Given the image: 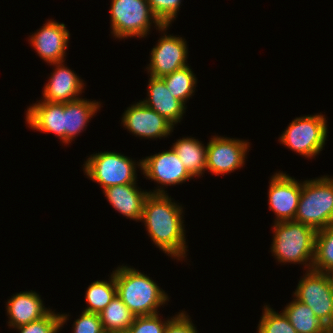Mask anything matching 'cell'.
<instances>
[{"mask_svg":"<svg viewBox=\"0 0 333 333\" xmlns=\"http://www.w3.org/2000/svg\"><path fill=\"white\" fill-rule=\"evenodd\" d=\"M149 191L146 197L141 222L144 223L153 243L171 258L186 257V231L184 230L183 207L169 197L162 186Z\"/></svg>","mask_w":333,"mask_h":333,"instance_id":"obj_1","label":"cell"},{"mask_svg":"<svg viewBox=\"0 0 333 333\" xmlns=\"http://www.w3.org/2000/svg\"><path fill=\"white\" fill-rule=\"evenodd\" d=\"M113 274L118 297L135 316L157 314L158 308L169 301L154 280L135 268L122 265Z\"/></svg>","mask_w":333,"mask_h":333,"instance_id":"obj_2","label":"cell"},{"mask_svg":"<svg viewBox=\"0 0 333 333\" xmlns=\"http://www.w3.org/2000/svg\"><path fill=\"white\" fill-rule=\"evenodd\" d=\"M271 252L280 263L305 264L311 270L317 231L294 220L274 222Z\"/></svg>","mask_w":333,"mask_h":333,"instance_id":"obj_3","label":"cell"},{"mask_svg":"<svg viewBox=\"0 0 333 333\" xmlns=\"http://www.w3.org/2000/svg\"><path fill=\"white\" fill-rule=\"evenodd\" d=\"M294 221L316 231L333 224V178L323 176L302 182Z\"/></svg>","mask_w":333,"mask_h":333,"instance_id":"obj_4","label":"cell"},{"mask_svg":"<svg viewBox=\"0 0 333 333\" xmlns=\"http://www.w3.org/2000/svg\"><path fill=\"white\" fill-rule=\"evenodd\" d=\"M110 7L111 33L115 39L144 38L150 32L152 22L161 32H166L170 26L158 20L148 0H111Z\"/></svg>","mask_w":333,"mask_h":333,"instance_id":"obj_5","label":"cell"},{"mask_svg":"<svg viewBox=\"0 0 333 333\" xmlns=\"http://www.w3.org/2000/svg\"><path fill=\"white\" fill-rule=\"evenodd\" d=\"M116 152H98L90 155L83 164V170L90 180L104 190L107 187L136 183V166L142 170V160L137 161Z\"/></svg>","mask_w":333,"mask_h":333,"instance_id":"obj_6","label":"cell"},{"mask_svg":"<svg viewBox=\"0 0 333 333\" xmlns=\"http://www.w3.org/2000/svg\"><path fill=\"white\" fill-rule=\"evenodd\" d=\"M326 117L322 114L296 117L281 134L279 141L292 151L312 159L327 141Z\"/></svg>","mask_w":333,"mask_h":333,"instance_id":"obj_7","label":"cell"},{"mask_svg":"<svg viewBox=\"0 0 333 333\" xmlns=\"http://www.w3.org/2000/svg\"><path fill=\"white\" fill-rule=\"evenodd\" d=\"M293 296L309 306L329 329H333V277L330 273L306 270Z\"/></svg>","mask_w":333,"mask_h":333,"instance_id":"obj_8","label":"cell"},{"mask_svg":"<svg viewBox=\"0 0 333 333\" xmlns=\"http://www.w3.org/2000/svg\"><path fill=\"white\" fill-rule=\"evenodd\" d=\"M248 141L213 136L207 144L206 170L215 175H226L245 164Z\"/></svg>","mask_w":333,"mask_h":333,"instance_id":"obj_9","label":"cell"},{"mask_svg":"<svg viewBox=\"0 0 333 333\" xmlns=\"http://www.w3.org/2000/svg\"><path fill=\"white\" fill-rule=\"evenodd\" d=\"M151 49L149 76L162 78L188 65V47L185 38L163 34Z\"/></svg>","mask_w":333,"mask_h":333,"instance_id":"obj_10","label":"cell"},{"mask_svg":"<svg viewBox=\"0 0 333 333\" xmlns=\"http://www.w3.org/2000/svg\"><path fill=\"white\" fill-rule=\"evenodd\" d=\"M302 193V183L288 174L276 172L268 189L269 210L276 215L274 222L294 220Z\"/></svg>","mask_w":333,"mask_h":333,"instance_id":"obj_11","label":"cell"},{"mask_svg":"<svg viewBox=\"0 0 333 333\" xmlns=\"http://www.w3.org/2000/svg\"><path fill=\"white\" fill-rule=\"evenodd\" d=\"M122 116L121 124L136 137L161 139L170 135L174 129L167 119L141 101L128 107Z\"/></svg>","mask_w":333,"mask_h":333,"instance_id":"obj_12","label":"cell"},{"mask_svg":"<svg viewBox=\"0 0 333 333\" xmlns=\"http://www.w3.org/2000/svg\"><path fill=\"white\" fill-rule=\"evenodd\" d=\"M141 171L147 179L154 180V182L164 185L163 187L178 185L193 179L172 147L168 151L142 159Z\"/></svg>","mask_w":333,"mask_h":333,"instance_id":"obj_13","label":"cell"},{"mask_svg":"<svg viewBox=\"0 0 333 333\" xmlns=\"http://www.w3.org/2000/svg\"><path fill=\"white\" fill-rule=\"evenodd\" d=\"M43 25L37 32L29 36L30 45L47 64L65 63L64 56H66L70 38L66 25L52 19Z\"/></svg>","mask_w":333,"mask_h":333,"instance_id":"obj_14","label":"cell"},{"mask_svg":"<svg viewBox=\"0 0 333 333\" xmlns=\"http://www.w3.org/2000/svg\"><path fill=\"white\" fill-rule=\"evenodd\" d=\"M56 66L51 73L48 83L43 89V98L41 100L52 103H67L80 99L84 82L74 73L73 70L66 67L63 62L53 63Z\"/></svg>","mask_w":333,"mask_h":333,"instance_id":"obj_15","label":"cell"},{"mask_svg":"<svg viewBox=\"0 0 333 333\" xmlns=\"http://www.w3.org/2000/svg\"><path fill=\"white\" fill-rule=\"evenodd\" d=\"M6 303L8 326L17 328L30 322L40 320L52 309L45 308L41 296L35 291L17 293Z\"/></svg>","mask_w":333,"mask_h":333,"instance_id":"obj_16","label":"cell"},{"mask_svg":"<svg viewBox=\"0 0 333 333\" xmlns=\"http://www.w3.org/2000/svg\"><path fill=\"white\" fill-rule=\"evenodd\" d=\"M26 122L32 130L53 133L64 143V103L39 100L26 111Z\"/></svg>","mask_w":333,"mask_h":333,"instance_id":"obj_17","label":"cell"},{"mask_svg":"<svg viewBox=\"0 0 333 333\" xmlns=\"http://www.w3.org/2000/svg\"><path fill=\"white\" fill-rule=\"evenodd\" d=\"M146 100H141L147 107L167 119L173 126L178 124L186 112V106L167 89L162 78L150 76Z\"/></svg>","mask_w":333,"mask_h":333,"instance_id":"obj_18","label":"cell"},{"mask_svg":"<svg viewBox=\"0 0 333 333\" xmlns=\"http://www.w3.org/2000/svg\"><path fill=\"white\" fill-rule=\"evenodd\" d=\"M136 184L129 183L107 187L103 193L110 205L120 214L130 220L140 221L145 199L150 192L141 191Z\"/></svg>","mask_w":333,"mask_h":333,"instance_id":"obj_19","label":"cell"},{"mask_svg":"<svg viewBox=\"0 0 333 333\" xmlns=\"http://www.w3.org/2000/svg\"><path fill=\"white\" fill-rule=\"evenodd\" d=\"M78 99L64 103V144H69L78 136L97 113L100 102Z\"/></svg>","mask_w":333,"mask_h":333,"instance_id":"obj_20","label":"cell"},{"mask_svg":"<svg viewBox=\"0 0 333 333\" xmlns=\"http://www.w3.org/2000/svg\"><path fill=\"white\" fill-rule=\"evenodd\" d=\"M172 148L177 153L187 171L193 177H200L206 170L207 146L193 137H184L173 143Z\"/></svg>","mask_w":333,"mask_h":333,"instance_id":"obj_21","label":"cell"},{"mask_svg":"<svg viewBox=\"0 0 333 333\" xmlns=\"http://www.w3.org/2000/svg\"><path fill=\"white\" fill-rule=\"evenodd\" d=\"M297 333H325L329 328L322 323L309 306L295 297L283 310Z\"/></svg>","mask_w":333,"mask_h":333,"instance_id":"obj_22","label":"cell"},{"mask_svg":"<svg viewBox=\"0 0 333 333\" xmlns=\"http://www.w3.org/2000/svg\"><path fill=\"white\" fill-rule=\"evenodd\" d=\"M98 314L105 333H126L136 317L118 295Z\"/></svg>","mask_w":333,"mask_h":333,"instance_id":"obj_23","label":"cell"},{"mask_svg":"<svg viewBox=\"0 0 333 333\" xmlns=\"http://www.w3.org/2000/svg\"><path fill=\"white\" fill-rule=\"evenodd\" d=\"M117 295L114 274L110 275L109 281L97 280L92 282L85 293V301L88 307L86 312H101Z\"/></svg>","mask_w":333,"mask_h":333,"instance_id":"obj_24","label":"cell"},{"mask_svg":"<svg viewBox=\"0 0 333 333\" xmlns=\"http://www.w3.org/2000/svg\"><path fill=\"white\" fill-rule=\"evenodd\" d=\"M162 79L167 89L172 93L171 95L180 100L184 105L188 98L190 99L195 92L197 78L188 65L162 77Z\"/></svg>","mask_w":333,"mask_h":333,"instance_id":"obj_25","label":"cell"},{"mask_svg":"<svg viewBox=\"0 0 333 333\" xmlns=\"http://www.w3.org/2000/svg\"><path fill=\"white\" fill-rule=\"evenodd\" d=\"M313 270L333 273V224L318 230L315 238Z\"/></svg>","mask_w":333,"mask_h":333,"instance_id":"obj_26","label":"cell"},{"mask_svg":"<svg viewBox=\"0 0 333 333\" xmlns=\"http://www.w3.org/2000/svg\"><path fill=\"white\" fill-rule=\"evenodd\" d=\"M263 308L264 311L257 327L258 333H297L283 311L277 313L270 305H264Z\"/></svg>","mask_w":333,"mask_h":333,"instance_id":"obj_27","label":"cell"},{"mask_svg":"<svg viewBox=\"0 0 333 333\" xmlns=\"http://www.w3.org/2000/svg\"><path fill=\"white\" fill-rule=\"evenodd\" d=\"M67 314H58L50 311L46 316L40 320L30 322L29 324L14 328L19 333H57L62 329L63 325L68 320Z\"/></svg>","mask_w":333,"mask_h":333,"instance_id":"obj_28","label":"cell"},{"mask_svg":"<svg viewBox=\"0 0 333 333\" xmlns=\"http://www.w3.org/2000/svg\"><path fill=\"white\" fill-rule=\"evenodd\" d=\"M159 315L136 316L126 333H164L170 318L162 321Z\"/></svg>","mask_w":333,"mask_h":333,"instance_id":"obj_29","label":"cell"},{"mask_svg":"<svg viewBox=\"0 0 333 333\" xmlns=\"http://www.w3.org/2000/svg\"><path fill=\"white\" fill-rule=\"evenodd\" d=\"M182 0H148L153 14L163 25H170L177 17Z\"/></svg>","mask_w":333,"mask_h":333,"instance_id":"obj_30","label":"cell"},{"mask_svg":"<svg viewBox=\"0 0 333 333\" xmlns=\"http://www.w3.org/2000/svg\"><path fill=\"white\" fill-rule=\"evenodd\" d=\"M73 333H105L99 314L83 311L74 321Z\"/></svg>","mask_w":333,"mask_h":333,"instance_id":"obj_31","label":"cell"},{"mask_svg":"<svg viewBox=\"0 0 333 333\" xmlns=\"http://www.w3.org/2000/svg\"><path fill=\"white\" fill-rule=\"evenodd\" d=\"M190 316L185 311L178 313L167 322L164 333H198Z\"/></svg>","mask_w":333,"mask_h":333,"instance_id":"obj_32","label":"cell"},{"mask_svg":"<svg viewBox=\"0 0 333 333\" xmlns=\"http://www.w3.org/2000/svg\"><path fill=\"white\" fill-rule=\"evenodd\" d=\"M325 333H333V329H329Z\"/></svg>","mask_w":333,"mask_h":333,"instance_id":"obj_33","label":"cell"}]
</instances>
